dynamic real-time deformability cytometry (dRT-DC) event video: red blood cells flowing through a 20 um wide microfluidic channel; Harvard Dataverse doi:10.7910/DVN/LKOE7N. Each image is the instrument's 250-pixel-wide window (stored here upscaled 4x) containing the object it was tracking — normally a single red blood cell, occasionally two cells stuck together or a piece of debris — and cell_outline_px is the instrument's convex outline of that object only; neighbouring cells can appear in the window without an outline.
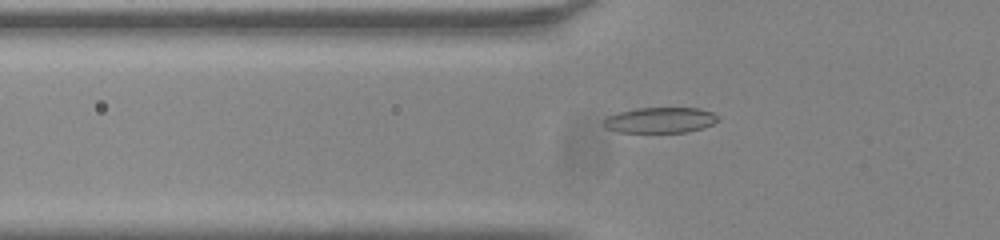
{"species": "common noctule bat (a hibernating species)", "species_latin": "Nyctalus noctula", "temperature_condition": "room temperature", "stored_images_in_passage": 43, "camera_frame_rate_fps": 3000, "um_per_image_px": 0.085, "animal": {"sex": "male", "body_mass_g": 20.0, "forearm_length_mm": 53.3}, "frame": {"image": 1, "passage_image": 8, "time_ms": 2.333, "image_size_px": [1000, 240], "cell_outline_px": [[720, 120], [712, 124], [688, 132], [620, 132], [604, 128], [604, 120], [608, 116], [620, 112], [636, 108], [700, 108], [712, 112], [720, 116]], "centroid_in_image_um": [56.14, 10.21], "position_along_channel_um": 69.7, "area_um2": 17.05}}
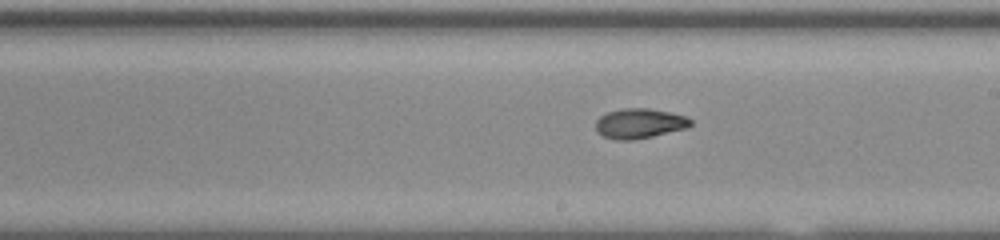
{"frame": {"image": 2, "passage_image": 21, "time_ms": 6.667, "image_size_px": [1000, 240], "cell_outline_px": [[692, 124], [688, 128], [652, 136], [632, 140], [616, 140], [604, 136], [596, 132], [596, 120], [600, 116], [608, 112], [624, 108], [648, 108], [668, 112], [684, 116], [692, 120]], "centroid_in_image_um": [54.34, 10.5], "position_along_channel_um": 234.7, "area_um2": 16.47}}
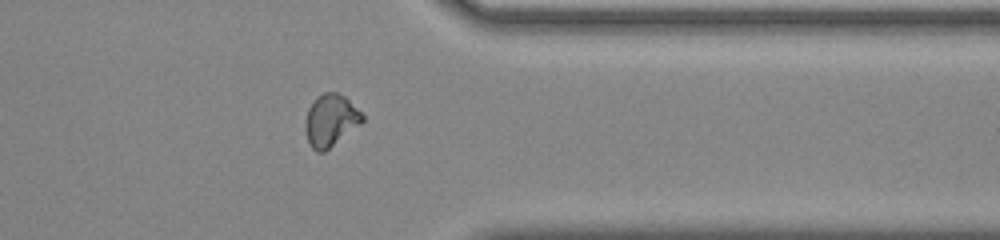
{"frame": {"image": 3, "passage_image": 33, "time_ms": 10.667, "image_size_px": [1000, 240], "cell_outline_px": [[364, 120], [360, 124], [324, 152], [316, 152], [308, 144], [304, 128], [304, 124], [308, 108], [316, 96], [324, 92], [336, 92], [344, 96], [364, 116]], "centroid_in_image_um": [28.05, 10.24], "position_along_channel_um": 383.3, "area_um2": 17.28}, "authors_computed_cell_mechanics": {"area_um2": 16.5886, "velocity_mm_per_s": 3.8408, "shape_relaxation_time_tau1_ms": 6.5773, "shape_relaxation_time_tau2_ms": 3.8483, "deformation_change_tau1": 0.1957, "deformation_change_tau2": 0.0936}}